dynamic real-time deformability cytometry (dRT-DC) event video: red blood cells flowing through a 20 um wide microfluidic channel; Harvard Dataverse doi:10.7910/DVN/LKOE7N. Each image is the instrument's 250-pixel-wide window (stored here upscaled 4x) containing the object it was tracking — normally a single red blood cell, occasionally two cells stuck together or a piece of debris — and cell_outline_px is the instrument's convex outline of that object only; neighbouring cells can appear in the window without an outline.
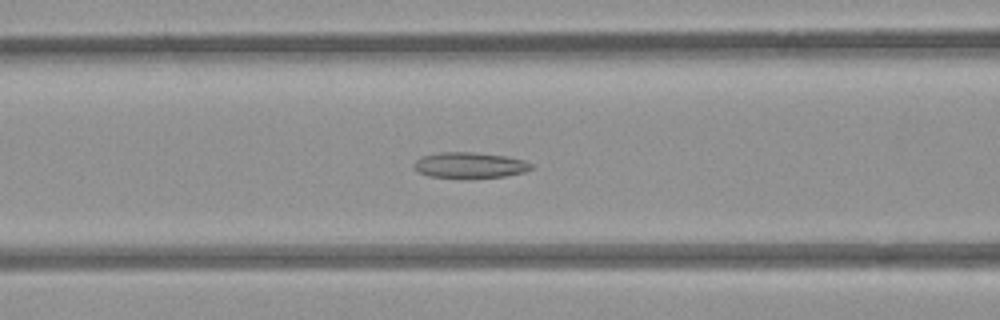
{"species": "common noctule bat (a hibernating species)", "species_latin": "Nyctalus noctula", "temperature_condition": "room temperature", "stored_images_in_passage": 52, "camera_frame_rate_fps": 3000, "um_per_image_px": 0.085, "animal": {"sex": "female", "body_mass_g": 21.9}, "frame": {"image": 1, "passage_image": 20, "time_ms": 6.333, "image_size_px": [1000, 320], "cell_outline_px": [[532, 168], [524, 172], [504, 176], [464, 180], [460, 180], [428, 176], [420, 172], [412, 164], [416, 160], [424, 156], [440, 152], [472, 152], [508, 156], [524, 160], [532, 164]], "centroid_in_image_um": [39.93, 14.07], "position_along_channel_um": 126.7, "area_um2": 18.09}}
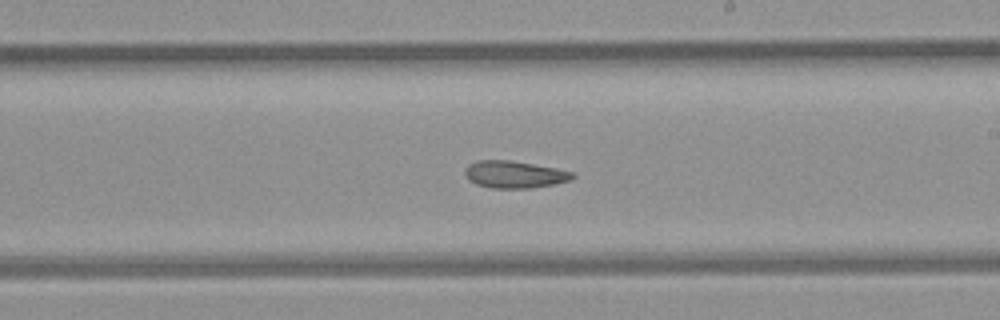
{"frame": {"image": 2, "passage_image": 29, "time_ms": 9.333, "image_size_px": [1000, 320], "cell_outline_px": [[576, 176], [572, 180], [556, 184], [532, 188], [492, 188], [476, 184], [468, 180], [464, 172], [464, 168], [468, 164], [476, 160], [512, 160], [556, 168], [576, 172]], "centroid_in_image_um": [43.75, 14.82], "position_along_channel_um": 245.2, "area_um2": 17.4}}
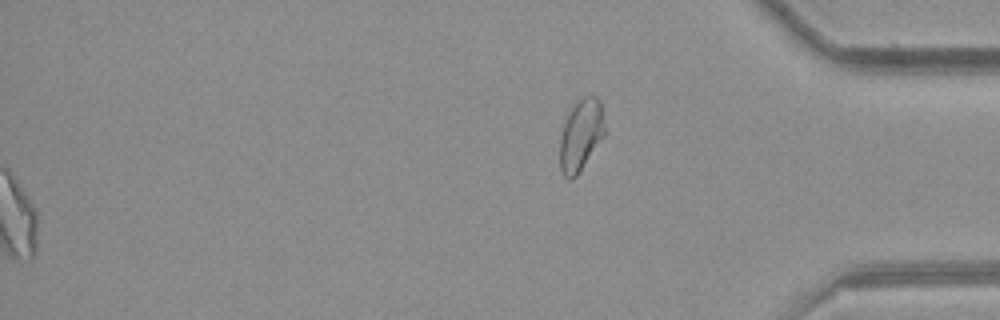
{"frame": {"image": 3, "passage_image": 52, "time_ms": 17.0, "image_size_px": [1000, 320], "cell_outline_px": [[604, 136], [576, 176], [572, 180], [568, 180], [564, 176], [560, 168], [560, 136], [564, 124], [572, 108], [584, 96], [596, 96], [600, 100], [604, 124]], "centroid_in_image_um": [49.37, 11.51], "position_along_channel_um": 385.8, "area_um2": 18.32}, "authors_computed_cell_mechanics": {"area_um2": 18.8717, "velocity_mm_per_s": 3.9601, "shape_relaxation_time_tau1_ms": null, "shape_relaxation_time_tau2_ms": 6.4578, "deformation_change_tau1": null, "deformation_change_tau2": 0.1431}}